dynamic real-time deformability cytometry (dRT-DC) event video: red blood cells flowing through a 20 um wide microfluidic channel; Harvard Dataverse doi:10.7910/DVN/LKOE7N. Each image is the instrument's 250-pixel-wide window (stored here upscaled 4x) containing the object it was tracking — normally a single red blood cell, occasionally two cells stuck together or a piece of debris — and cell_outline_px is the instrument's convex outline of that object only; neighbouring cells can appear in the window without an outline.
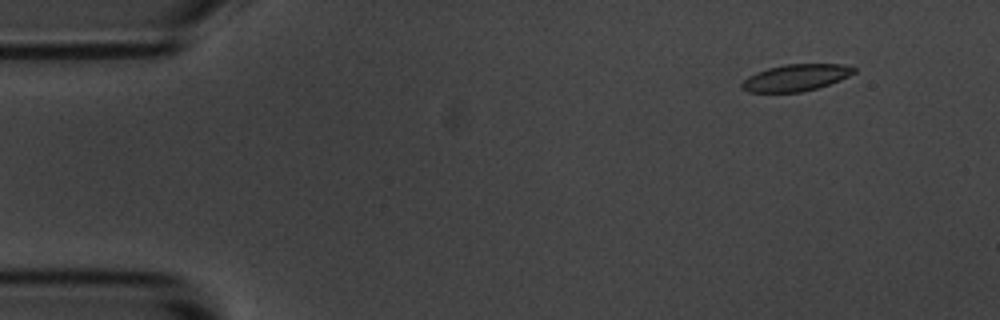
{"species": "common noctule bat (a hibernating species)", "species_latin": "Nyctalus noctula", "temperature_condition": "room temperature", "stored_images_in_passage": 4, "camera_frame_rate_fps": 3000, "um_per_image_px": 0.085, "animal": {"sex": "male", "body_mass_g": 20.1, "forearm_length_mm": 53.5}, "frame": {"image": 1, "passage_image": 2, "time_ms": 0.333, "image_size_px": [1000, 320], "cell_outline_px": [[856, 72], [840, 80], [816, 88], [800, 92], [748, 92], [740, 88], [740, 84], [748, 76], [756, 72], [768, 68], [784, 64], [844, 64], [856, 68]], "centroid_in_image_um": [67.62, 6.59], "position_along_channel_um": 17.4, "area_um2": 17.46}}
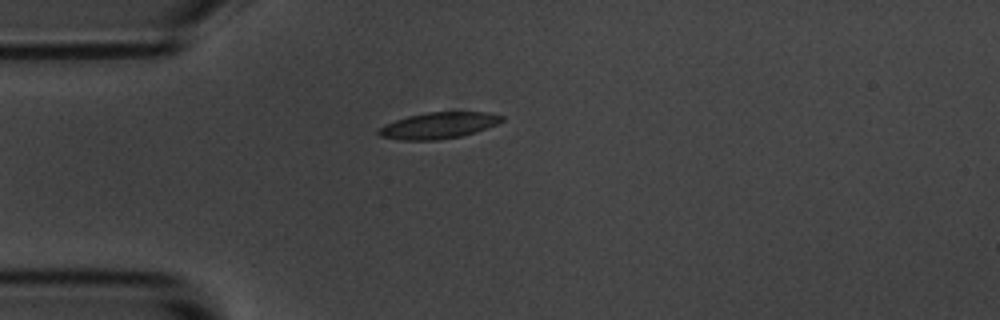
{"frame": {"image": 2, "passage_image": 4, "time_ms": 1.0, "image_size_px": [1000, 320], "cell_outline_px": [[504, 120], [496, 124], [476, 132], [460, 136], [440, 140], [400, 140], [380, 136], [376, 132], [384, 124], [408, 116], [428, 112], [488, 112], [504, 116]], "centroid_in_image_um": [37.27, 10.66], "position_along_channel_um": 47.7, "area_um2": 18.84}}